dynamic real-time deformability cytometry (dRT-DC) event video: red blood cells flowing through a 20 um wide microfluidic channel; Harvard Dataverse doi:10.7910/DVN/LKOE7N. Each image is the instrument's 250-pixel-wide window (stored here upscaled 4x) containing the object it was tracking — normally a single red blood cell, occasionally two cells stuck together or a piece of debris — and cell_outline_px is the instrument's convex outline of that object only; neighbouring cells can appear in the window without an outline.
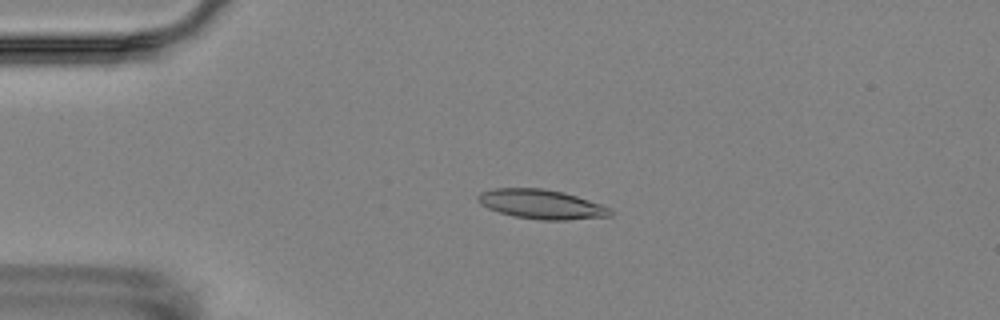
{"species": "Egyptian fruit bat (a non-hibernating species)", "species_latin": "Rousettus aegyptiacus", "temperature_condition": "room temperature", "stored_images_in_passage": 5, "camera_frame_rate_fps": 3000, "um_per_image_px": 0.085, "animal": {"sex": "female"}, "frame": {"image": 1, "passage_image": 4, "time_ms": 3.333, "image_size_px": [1000, 320], "cell_outline_px": [[612, 216], [568, 220], [540, 220], [512, 216], [488, 208], [480, 204], [476, 200], [476, 196], [480, 192], [496, 188], [544, 188], [564, 192], [612, 208]], "centroid_in_image_um": [46.01, 17.36], "position_along_channel_um": 39.0, "area_um2": 22.83}}